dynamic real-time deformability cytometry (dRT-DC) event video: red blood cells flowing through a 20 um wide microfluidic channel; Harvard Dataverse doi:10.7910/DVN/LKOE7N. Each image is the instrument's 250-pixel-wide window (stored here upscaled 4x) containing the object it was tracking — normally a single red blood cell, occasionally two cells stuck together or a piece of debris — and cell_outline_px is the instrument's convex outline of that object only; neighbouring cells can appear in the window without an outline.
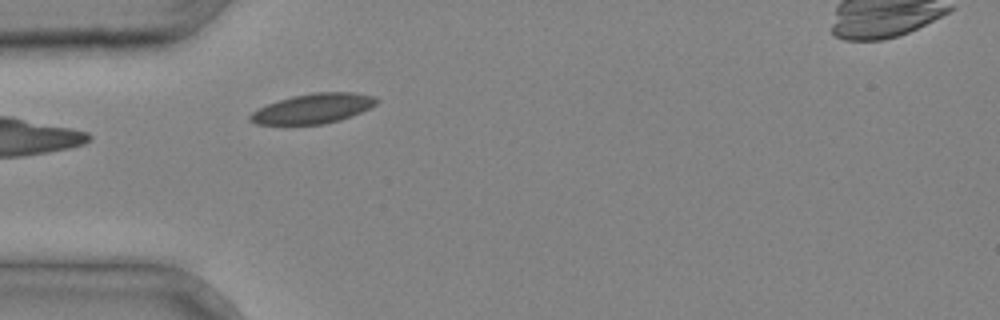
{"species": "common noctule bat (a hibernating species)", "species_latin": "Nyctalus noctula", "temperature_condition": "cold", "stored_images_in_passage": 3, "camera_frame_rate_fps": 3000, "um_per_image_px": 0.085, "animal": {"sex": "male", "body_mass_g": 20.4}, "frame": {"image": 1, "passage_image": 2, "time_ms": 0.333, "image_size_px": [1000, 320], "cell_outline_px": [[380, 100], [376, 104], [360, 112], [340, 120], [324, 124], [256, 124], [248, 120], [248, 116], [252, 112], [268, 104], [292, 96], [312, 92], [352, 92], [376, 96]], "centroid_in_image_um": [26.63, 9.22], "position_along_channel_um": 58.4, "area_um2": 21.85}}